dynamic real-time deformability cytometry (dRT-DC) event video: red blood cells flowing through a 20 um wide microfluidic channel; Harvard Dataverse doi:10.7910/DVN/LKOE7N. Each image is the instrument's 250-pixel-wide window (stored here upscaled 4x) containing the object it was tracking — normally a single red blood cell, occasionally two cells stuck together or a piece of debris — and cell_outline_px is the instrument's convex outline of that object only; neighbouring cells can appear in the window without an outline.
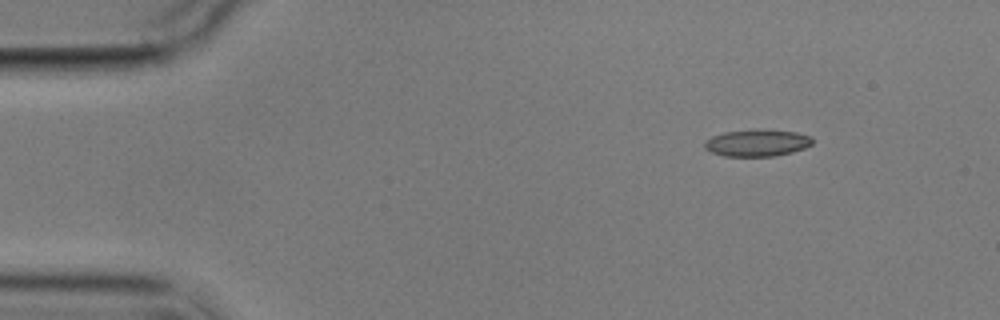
{"species": "common noctule bat (a hibernating species)", "species_latin": "Nyctalus noctula", "temperature_condition": "cold", "stored_images_in_passage": 9, "camera_frame_rate_fps": 3000, "um_per_image_px": 0.085, "animal": {"sex": "male", "body_mass_g": 17.9}, "frame": {"image": 1, "passage_image": 1, "time_ms": 0.0, "image_size_px": [1000, 320], "cell_outline_px": [[812, 144], [804, 148], [792, 152], [772, 156], [724, 156], [712, 152], [704, 148], [704, 144], [712, 136], [724, 132], [796, 132], [812, 136]], "centroid_in_image_um": [64.36, 12.19], "position_along_channel_um": 20.6, "area_um2": 15.95}}
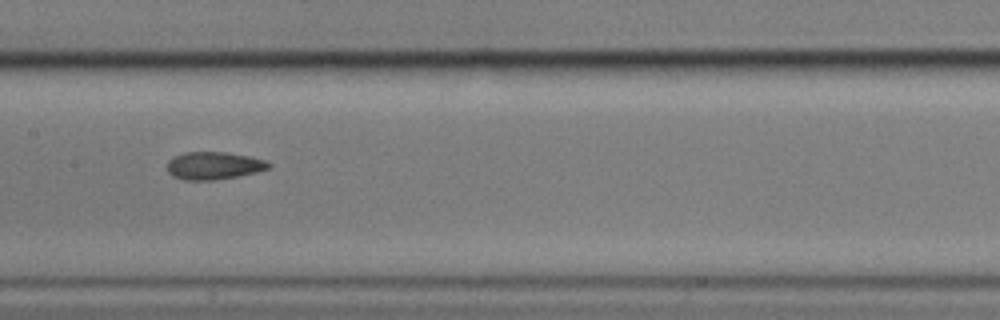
{"frame": {"image": 2, "passage_image": 7, "time_ms": 7.0, "image_size_px": [1000, 320], "cell_outline_px": [[272, 164], [268, 168], [256, 172], [236, 176], [212, 180], [184, 180], [172, 176], [168, 172], [168, 160], [172, 156], [184, 152], [224, 152], [248, 156], [264, 160]], "centroid_in_image_um": [18.12, 14.07], "position_along_channel_um": 189.3, "area_um2": 16.24}}
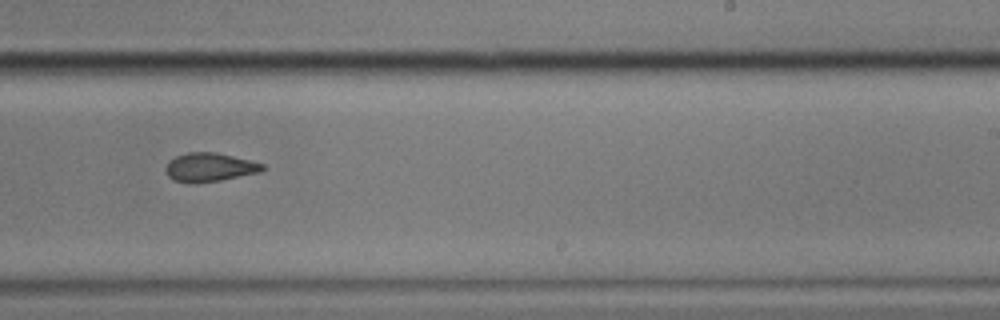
{"frame": {"image": 3, "passage_image": 9, "time_ms": 9.333, "image_size_px": [1000, 320], "cell_outline_px": [[264, 168], [260, 172], [220, 180], [196, 184], [188, 184], [172, 180], [168, 176], [164, 168], [176, 156], [188, 152], [216, 152], [264, 164]], "centroid_in_image_um": [17.77, 14.24], "position_along_channel_um": 271.2, "area_um2": 16.18}}